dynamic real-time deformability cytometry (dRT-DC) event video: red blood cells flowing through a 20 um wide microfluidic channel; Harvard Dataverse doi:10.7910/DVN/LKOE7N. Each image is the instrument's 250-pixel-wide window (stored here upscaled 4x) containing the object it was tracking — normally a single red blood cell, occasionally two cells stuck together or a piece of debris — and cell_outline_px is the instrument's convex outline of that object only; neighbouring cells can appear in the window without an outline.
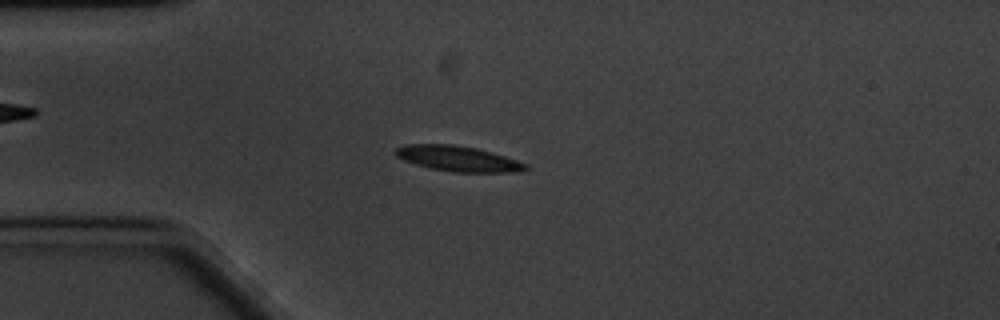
{"species": "common noctule bat (a hibernating species)", "species_latin": "Nyctalus noctula", "temperature_condition": "cold", "stored_images_in_passage": 61, "camera_frame_rate_fps": 3000, "um_per_image_px": 0.085, "animal": {"sex": "male", "body_mass_g": 20.1, "forearm_length_mm": 53.5}, "frame": {"image": 1, "passage_image": 15, "time_ms": 4.667, "image_size_px": [1000, 320], "cell_outline_px": [[528, 168], [512, 172], [452, 172], [428, 168], [404, 160], [396, 156], [396, 148], [404, 144], [452, 144], [476, 148], [492, 152], [528, 164]], "centroid_in_image_um": [38.9, 13.48], "position_along_channel_um": 46.1, "area_um2": 19.13}}
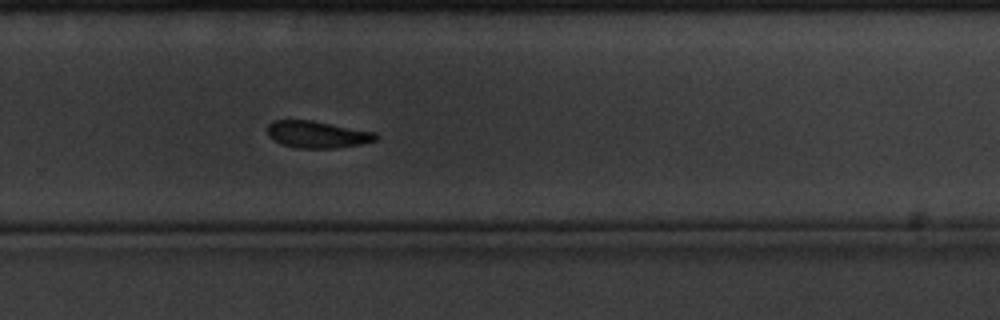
{"frame": {"image": 2, "passage_image": 40, "time_ms": 13.0, "image_size_px": [1000, 320], "cell_outline_px": [[380, 136], [376, 140], [360, 144], [336, 148], [296, 148], [280, 144], [268, 136], [268, 124], [272, 120], [312, 120], [376, 132]], "centroid_in_image_um": [26.97, 11.43], "position_along_channel_um": 302.8, "area_um2": 17.17}}
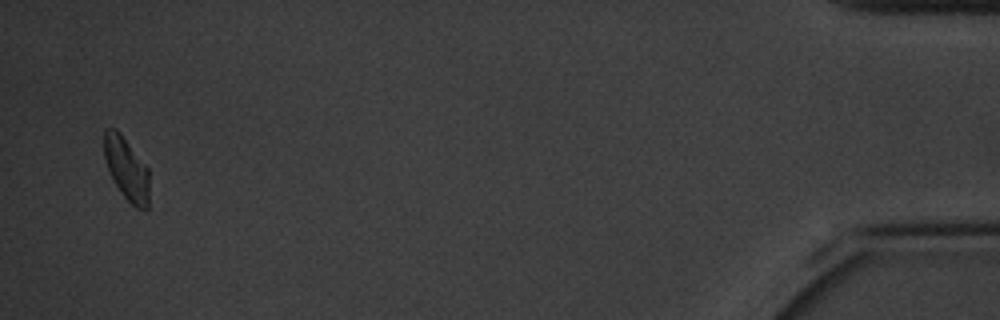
{"frame": {"image": 3, "passage_image": 59, "time_ms": 19.333, "image_size_px": [1000, 320], "cell_outline_px": [[148, 208], [136, 208], [120, 192], [112, 180], [104, 156], [104, 132], [108, 128], [116, 128], [120, 132], [148, 168]], "centroid_in_image_um": [10.74, 14.33], "position_along_channel_um": 424.5, "area_um2": 16.36}, "authors_computed_cell_mechanics": {"area_um2": 18.207, "velocity_mm_per_s": 3.2602, "shape_relaxation_time_tau1_ms": 3.4699, "shape_relaxation_time_tau2_ms": null, "deformation_change_tau1": 0.0973, "deformation_change_tau2": null}}